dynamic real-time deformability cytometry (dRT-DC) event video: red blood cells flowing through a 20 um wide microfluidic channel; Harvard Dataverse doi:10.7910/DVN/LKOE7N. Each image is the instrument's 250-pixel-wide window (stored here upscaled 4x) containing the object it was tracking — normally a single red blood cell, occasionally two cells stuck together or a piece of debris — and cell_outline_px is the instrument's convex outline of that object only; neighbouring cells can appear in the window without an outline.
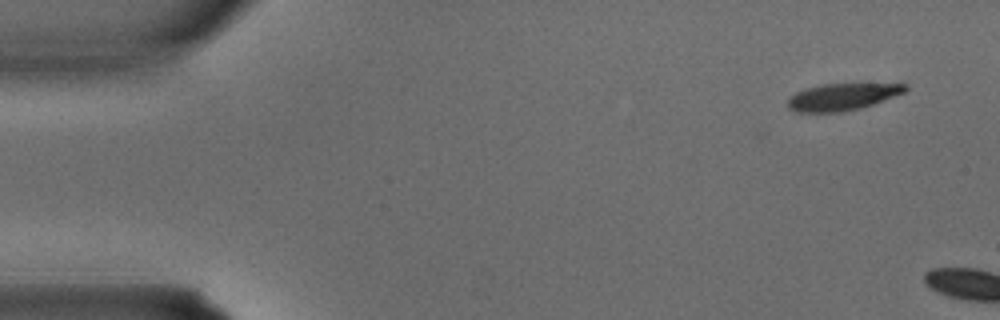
{"species": "common noctule bat (a hibernating species)", "species_latin": "Nyctalus noctula", "temperature_condition": "warm", "stored_images_in_passage": 2, "camera_frame_rate_fps": 3000, "um_per_image_px": 0.085, "animal": {"sex": "male", "body_mass_g": 15.6}, "frame": {"image": 1, "passage_image": 1, "time_ms": 0.0, "image_size_px": [1000, 320], "cell_outline_px": [[908, 88], [904, 92], [872, 104], [860, 108], [840, 112], [796, 112], [788, 108], [788, 100], [796, 92], [804, 88], [820, 84], [908, 84]], "centroid_in_image_um": [71.55, 8.23], "position_along_channel_um": 13.4, "area_um2": 18.21}}